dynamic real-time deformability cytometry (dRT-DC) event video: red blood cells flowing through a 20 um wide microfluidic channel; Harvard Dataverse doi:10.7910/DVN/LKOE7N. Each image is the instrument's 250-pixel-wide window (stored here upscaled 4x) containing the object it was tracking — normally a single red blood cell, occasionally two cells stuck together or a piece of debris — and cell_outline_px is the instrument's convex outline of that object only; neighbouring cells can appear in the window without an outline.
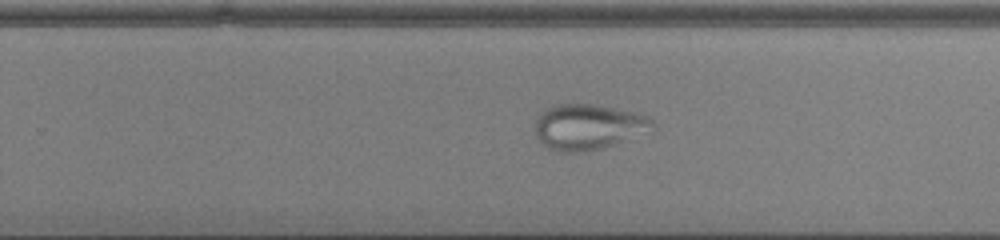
{"species": "common noctule bat (a hibernating species)", "species_latin": "Nyctalus noctula", "temperature_condition": "cold", "stored_images_in_passage": 51, "camera_frame_rate_fps": 3000, "um_per_image_px": 0.085, "animal": {"sex": "male", "body_mass_g": 13.0, "forearm_length_mm": 53.1}, "frame": {"image": 1, "passage_image": 35, "time_ms": 11.333, "image_size_px": [1000, 240], "cell_outline_px": [[656, 128], [612, 144], [600, 148], [580, 152], [556, 152], [540, 144], [536, 136], [536, 120], [540, 112], [556, 104], [596, 104], [636, 112], [652, 116], [656, 124]], "centroid_in_image_um": [50.0, 10.77], "position_along_channel_um": 279.8, "area_um2": 31.33}}
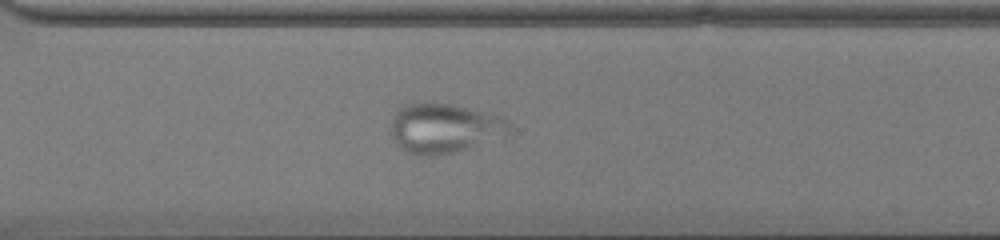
{"frame": {"image": 2, "passage_image": 39, "time_ms": 12.667, "image_size_px": [1000, 240], "cell_outline_px": [[508, 132], [504, 136], [452, 152], [436, 156], [420, 156], [404, 152], [396, 144], [392, 136], [392, 116], [400, 108], [408, 104], [452, 104], [484, 112], [508, 120]], "centroid_in_image_um": [37.7, 10.92], "position_along_channel_um": 332.9, "area_um2": 33.47}}